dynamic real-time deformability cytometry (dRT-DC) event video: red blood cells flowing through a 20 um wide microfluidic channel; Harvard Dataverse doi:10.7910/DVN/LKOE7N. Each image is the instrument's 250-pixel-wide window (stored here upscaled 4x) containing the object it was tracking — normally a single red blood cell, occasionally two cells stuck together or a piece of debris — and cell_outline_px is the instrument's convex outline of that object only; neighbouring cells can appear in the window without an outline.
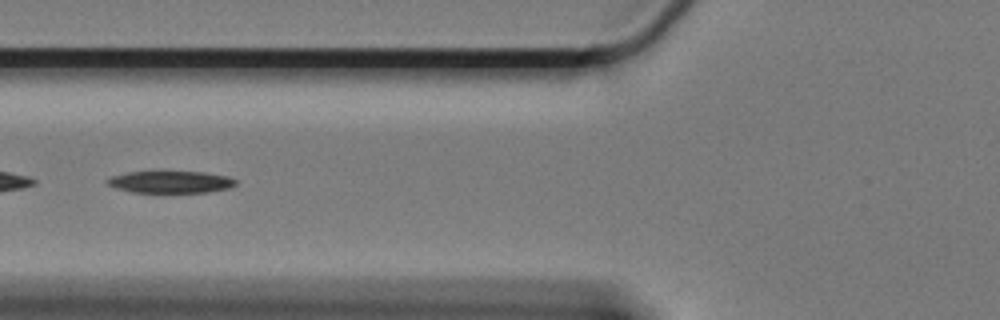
{"species": "Egyptian fruit bat (a non-hibernating species)", "species_latin": "Rousettus aegyptiacus", "temperature_condition": "cold", "stored_images_in_passage": 48, "camera_frame_rate_fps": 3000, "um_per_image_px": 0.085, "animal": {"sex": "female"}, "frame": {"image": 1, "passage_image": 13, "time_ms": 4.0, "image_size_px": [1000, 320], "cell_outline_px": [[236, 184], [228, 188], [208, 192], [132, 192], [116, 188], [108, 184], [104, 180], [112, 176], [128, 172], [160, 168], [204, 172], [228, 176], [236, 180]], "centroid_in_image_um": [14.46, 15.4], "position_along_channel_um": 111.3, "area_um2": 17.4}}
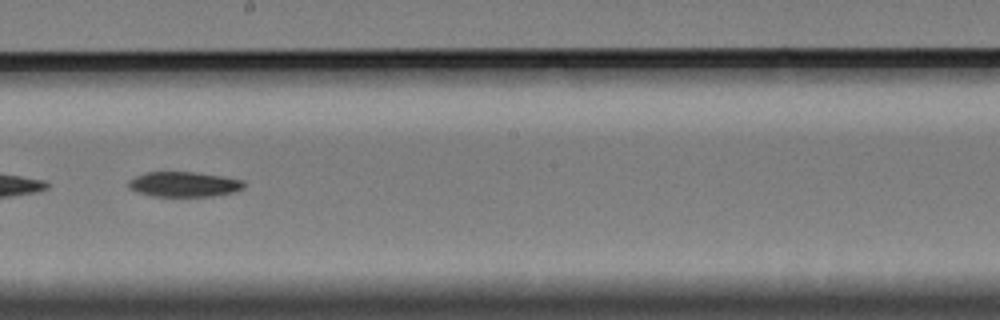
{"frame": {"image": 2, "passage_image": 24, "time_ms": 7.667, "image_size_px": [1000, 320], "cell_outline_px": [[244, 188], [236, 192], [212, 196], [152, 196], [136, 192], [128, 188], [128, 180], [136, 176], [148, 172], [196, 172], [224, 176], [244, 180]], "centroid_in_image_um": [15.65, 15.66], "position_along_channel_um": 232.5, "area_um2": 17.05}}
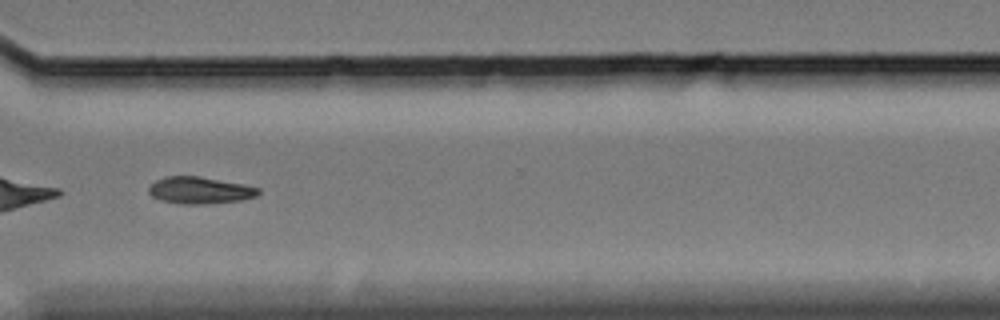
{"frame": {"image": 3, "passage_image": 35, "time_ms": 11.333, "image_size_px": [1000, 320], "cell_outline_px": [[260, 192], [256, 196], [240, 200], [208, 204], [180, 204], [164, 200], [152, 196], [148, 192], [148, 188], [156, 180], [168, 176], [200, 176], [244, 184], [260, 188]], "centroid_in_image_um": [17.01, 16.17], "position_along_channel_um": 353.6, "area_um2": 17.11}, "authors_computed_cell_mechanics": {"area_um2": 17.7157, "velocity_mm_per_s": 3.3068, "shape_relaxation_time_tau1_ms": 3.4651, "shape_relaxation_time_tau2_ms": null, "deformation_change_tau1": 0.0939, "deformation_change_tau2": null}}